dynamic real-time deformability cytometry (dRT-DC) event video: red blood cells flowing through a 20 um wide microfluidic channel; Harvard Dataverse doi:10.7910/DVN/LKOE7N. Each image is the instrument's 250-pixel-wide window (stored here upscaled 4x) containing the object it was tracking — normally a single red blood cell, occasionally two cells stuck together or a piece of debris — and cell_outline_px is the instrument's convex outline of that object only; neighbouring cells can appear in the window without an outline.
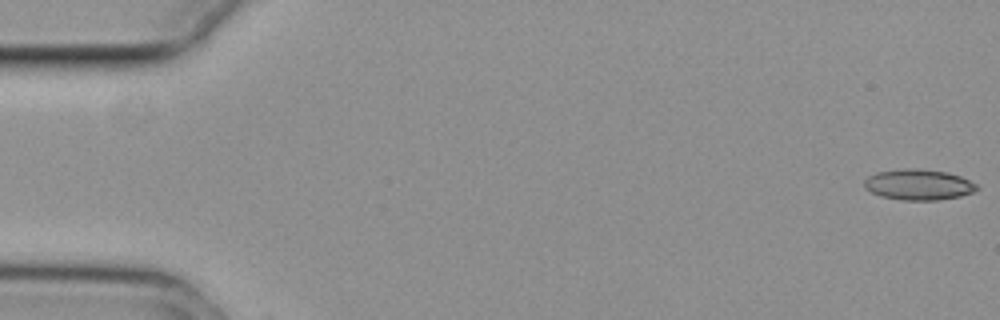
{"species": "common noctule bat (a hibernating species)", "species_latin": "Nyctalus noctula", "temperature_condition": "cold", "stored_images_in_passage": 2, "camera_frame_rate_fps": 3000, "um_per_image_px": 0.085, "animal": {"sex": "female", "body_mass_g": 29.2, "forearm_length_mm": 56.3}, "frame": {"image": 1, "passage_image": 1, "time_ms": 0.0, "image_size_px": [1000, 320], "cell_outline_px": [[980, 188], [972, 192], [960, 196], [940, 200], [900, 200], [880, 196], [864, 188], [864, 180], [868, 176], [876, 172], [900, 168], [916, 168], [948, 172], [960, 176], [976, 184]], "centroid_in_image_um": [78.05, 15.69], "position_along_channel_um": 7.0, "area_um2": 20.35}}